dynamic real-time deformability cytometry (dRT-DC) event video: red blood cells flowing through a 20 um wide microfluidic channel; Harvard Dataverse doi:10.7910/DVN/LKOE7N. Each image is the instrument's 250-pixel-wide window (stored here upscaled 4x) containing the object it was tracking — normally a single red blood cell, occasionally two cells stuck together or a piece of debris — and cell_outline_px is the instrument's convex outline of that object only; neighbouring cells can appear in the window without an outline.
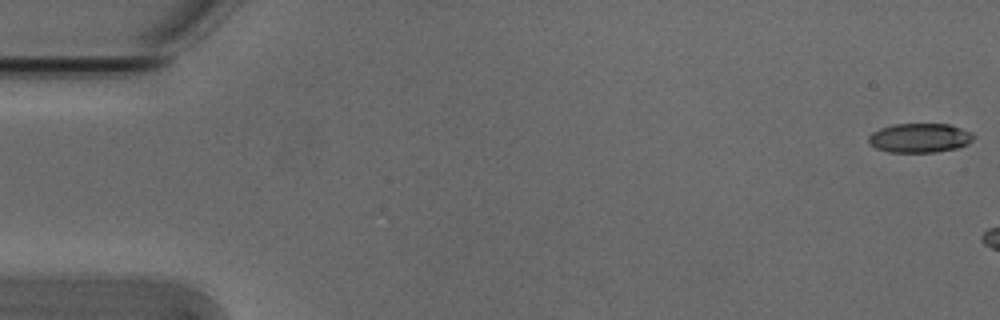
{"species": "Egyptian fruit bat (a non-hibernating species)", "species_latin": "Rousettus aegyptiacus", "temperature_condition": "cold", "stored_images_in_passage": 3, "camera_frame_rate_fps": 3000, "um_per_image_px": 0.085, "animal": {"sex": "male"}, "frame": {"image": 1, "passage_image": 1, "time_ms": 0.0, "image_size_px": [1000, 320], "cell_outline_px": [[976, 136], [968, 144], [960, 148], [936, 152], [888, 152], [876, 148], [868, 144], [868, 136], [872, 132], [880, 128], [892, 124], [948, 124], [972, 132]], "centroid_in_image_um": [78.17, 11.73], "position_along_channel_um": 6.8, "area_um2": 18.15}}